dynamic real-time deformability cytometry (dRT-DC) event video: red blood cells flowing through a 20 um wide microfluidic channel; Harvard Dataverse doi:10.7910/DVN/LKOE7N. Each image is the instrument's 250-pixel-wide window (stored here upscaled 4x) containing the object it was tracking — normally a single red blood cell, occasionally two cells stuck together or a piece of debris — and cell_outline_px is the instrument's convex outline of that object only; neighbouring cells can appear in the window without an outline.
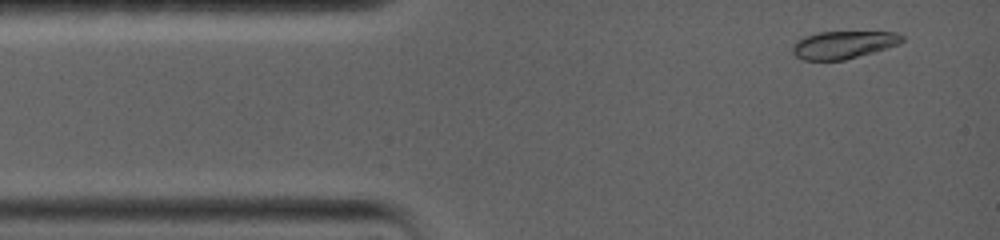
{"species": "common noctule bat (a hibernating species)", "species_latin": "Nyctalus noctula", "temperature_condition": "warm", "stored_images_in_passage": 4, "camera_frame_rate_fps": 5000, "um_per_image_px": 0.085, "animal": {"sex": "female", "body_mass_g": 19.0, "forearm_length_mm": 56.7}, "frame": {"image": 1, "passage_image": 1, "time_ms": 0.0, "image_size_px": [1000, 240], "cell_outline_px": [[904, 40], [900, 44], [844, 60], [804, 60], [796, 56], [792, 52], [792, 44], [796, 40], [804, 36], [820, 32], [896, 32], [904, 36]], "centroid_in_image_um": [71.67, 3.8], "position_along_channel_um": 13.3, "area_um2": 17.63}}
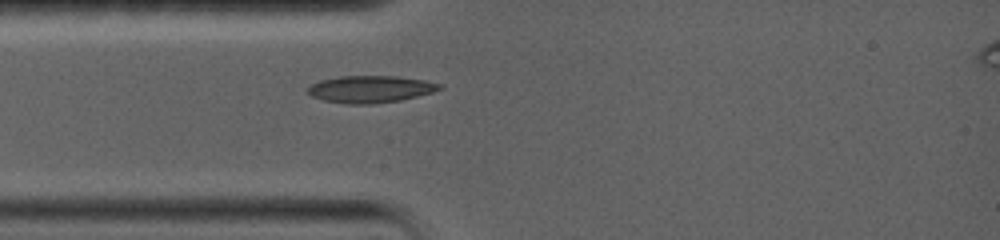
{"frame": {"image": 2, "passage_image": 4, "time_ms": 2.6, "image_size_px": [1000, 240], "cell_outline_px": [[444, 88], [432, 92], [400, 100], [372, 104], [344, 104], [324, 100], [312, 96], [308, 92], [308, 88], [312, 84], [320, 80], [340, 76], [396, 76], [424, 80], [440, 84]], "centroid_in_image_um": [31.48, 7.58], "position_along_channel_um": 53.5, "area_um2": 20.63}}